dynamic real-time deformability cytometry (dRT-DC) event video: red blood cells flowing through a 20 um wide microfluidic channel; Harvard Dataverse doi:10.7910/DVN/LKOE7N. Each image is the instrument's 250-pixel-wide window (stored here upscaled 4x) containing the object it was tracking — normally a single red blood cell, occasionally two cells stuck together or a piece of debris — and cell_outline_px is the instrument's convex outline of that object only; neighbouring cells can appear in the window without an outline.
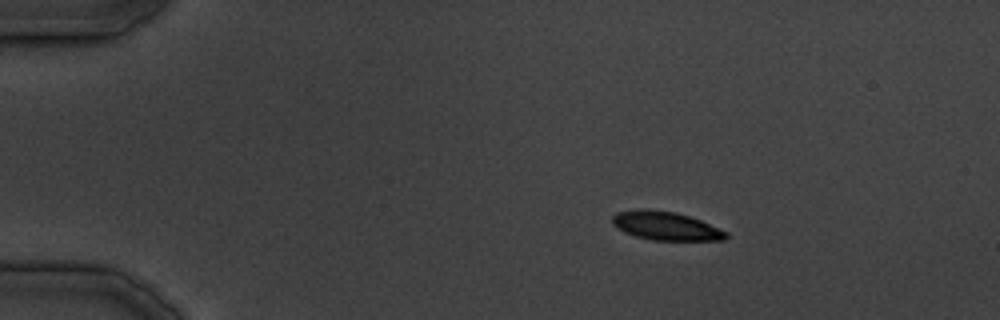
{"species": "common noctule bat (a hibernating species)", "species_latin": "Nyctalus noctula", "temperature_condition": "cold", "stored_images_in_passage": 33, "segment_of_instrument_passage": [1, 2], "camera_frame_rate_fps": 3000, "um_per_image_px": 0.085, "animal": {"sex": "male", "body_mass_g": 19.5, "forearm_length_mm": 54.6}, "frame": {"image": 1, "passage_image": 1, "time_ms": 0.0, "image_size_px": [1000, 320], "cell_outline_px": [[728, 236], [724, 240], [652, 240], [636, 236], [624, 232], [616, 228], [612, 224], [612, 216], [616, 212], [636, 208], [644, 208], [676, 212], [700, 220], [728, 232]], "centroid_in_image_um": [56.54, 19.19], "position_along_channel_um": 28.5, "area_um2": 19.07}}
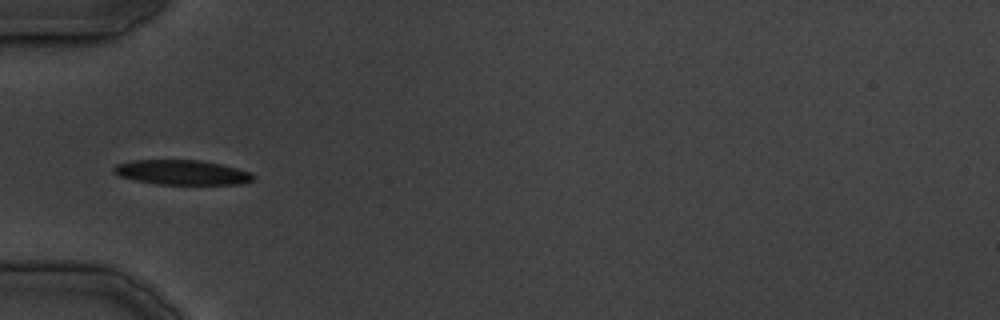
{"frame": {"image": 2, "passage_image": 7, "time_ms": 7.667, "image_size_px": [1000, 320], "cell_outline_px": [[256, 176], [252, 180], [240, 184], [156, 184], [136, 180], [120, 176], [112, 172], [112, 168], [116, 164], [132, 160], [200, 160], [220, 164], [252, 172]], "centroid_in_image_um": [15.46, 14.65], "position_along_channel_um": 69.5, "area_um2": 20.11}}
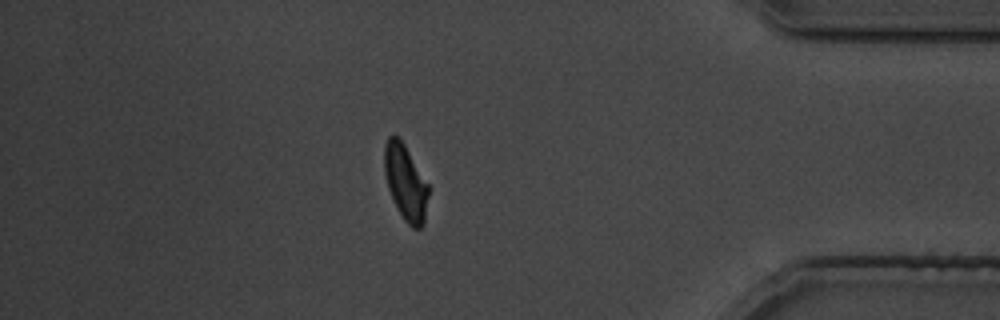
{"frame": {"image": 3, "passage_image": 27, "time_ms": 32.333, "image_size_px": [1000, 320], "cell_outline_px": [[428, 196], [424, 220], [420, 228], [412, 228], [404, 220], [388, 188], [384, 172], [384, 144], [388, 136], [400, 136], [428, 184]], "centroid_in_image_um": [34.46, 15.45], "position_along_channel_um": 400.7, "area_um2": 19.19}}